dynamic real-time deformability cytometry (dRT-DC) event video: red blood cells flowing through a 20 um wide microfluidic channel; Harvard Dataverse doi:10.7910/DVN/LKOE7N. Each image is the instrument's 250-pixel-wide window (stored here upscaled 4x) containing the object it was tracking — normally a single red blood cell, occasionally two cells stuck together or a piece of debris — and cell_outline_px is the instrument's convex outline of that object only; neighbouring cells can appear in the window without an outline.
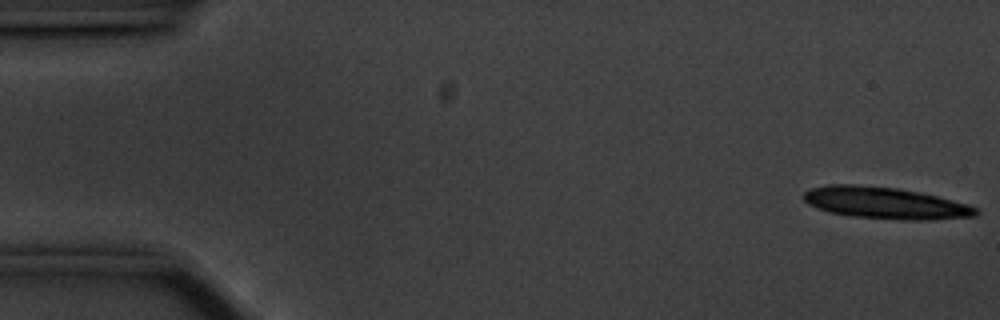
{"species": "common noctule bat (a hibernating species)", "species_latin": "Nyctalus noctula", "temperature_condition": "cold", "stored_images_in_passage": 14, "camera_frame_rate_fps": 3000, "um_per_image_px": 0.085, "animal": {"sex": "male", "body_mass_g": 20.1, "forearm_length_mm": 53.5}, "frame": {"image": 1, "passage_image": 1, "time_ms": 0.0, "image_size_px": [1000, 320], "cell_outline_px": [[980, 212], [976, 216], [928, 220], [904, 220], [852, 216], [828, 212], [816, 208], [808, 204], [804, 200], [804, 192], [808, 188], [828, 184], [856, 184], [896, 188], [920, 192], [968, 204], [976, 208]], "centroid_in_image_um": [75.21, 17.25], "position_along_channel_um": 9.8, "area_um2": 31.96}}